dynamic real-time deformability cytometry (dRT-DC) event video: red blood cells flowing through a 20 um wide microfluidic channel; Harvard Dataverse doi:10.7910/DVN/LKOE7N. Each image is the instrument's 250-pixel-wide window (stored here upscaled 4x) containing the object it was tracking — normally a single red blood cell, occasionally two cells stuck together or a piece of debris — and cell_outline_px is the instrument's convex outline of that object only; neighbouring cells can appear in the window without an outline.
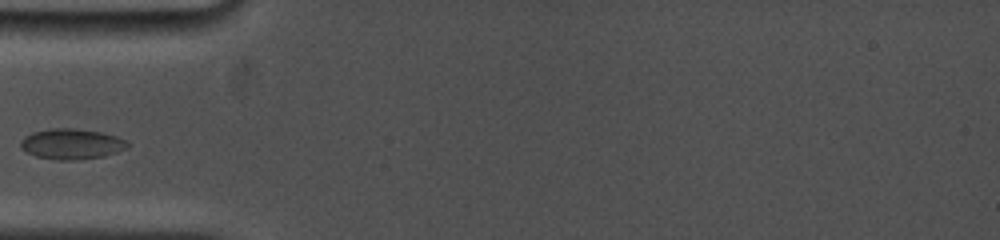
{"species": "common noctule bat (a hibernating species)", "species_latin": "Nyctalus noctula", "temperature_condition": "cold", "stored_images_in_passage": 21, "camera_frame_rate_fps": 5000, "um_per_image_px": 0.085, "animal": {"sex": "female", "body_mass_g": 19.0, "forearm_length_mm": 53.3}, "frame": {"image": 1, "passage_image": 1, "time_ms": 0.0, "image_size_px": [1000, 240], "cell_outline_px": [[132, 144], [128, 148], [104, 156], [72, 160], [60, 160], [36, 156], [20, 148], [20, 140], [24, 136], [32, 132], [52, 128], [76, 128], [100, 132], [116, 136], [128, 140]], "centroid_in_image_um": [6.11, 12.22], "position_along_channel_um": 78.9, "area_um2": 19.13}}
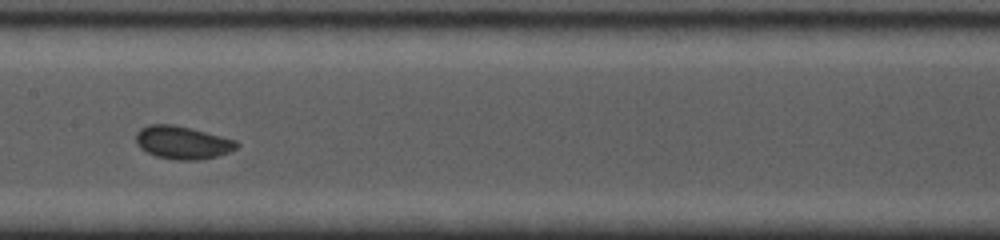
{"frame": {"image": 2, "passage_image": 6, "time_ms": 3.0, "image_size_px": [1000, 240], "cell_outline_px": [[240, 144], [236, 148], [228, 152], [216, 156], [200, 160], [176, 160], [156, 156], [140, 148], [136, 144], [136, 132], [140, 128], [148, 124], [172, 124], [192, 128], [236, 140]], "centroid_in_image_um": [15.49, 12.11], "position_along_channel_um": 191.9, "area_um2": 19.42}}
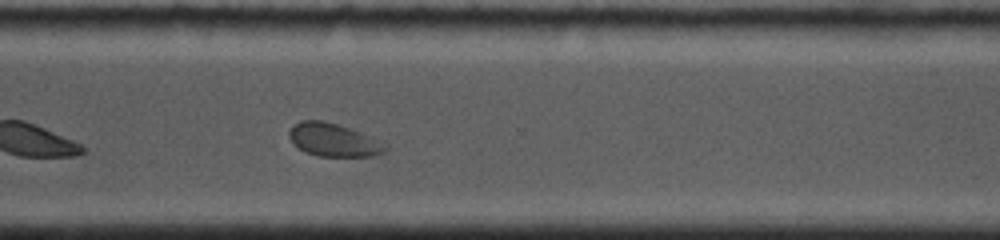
{"frame": {"image": 3, "passage_image": 16, "time_ms": 7.0, "image_size_px": [1000, 240], "cell_outline_px": [[388, 148], [384, 152], [372, 156], [320, 156], [308, 152], [292, 144], [288, 136], [288, 132], [292, 124], [300, 120], [320, 120], [352, 128], [360, 132]], "centroid_in_image_um": [28.25, 11.88], "position_along_channel_um": 342.4, "area_um2": 18.21}}